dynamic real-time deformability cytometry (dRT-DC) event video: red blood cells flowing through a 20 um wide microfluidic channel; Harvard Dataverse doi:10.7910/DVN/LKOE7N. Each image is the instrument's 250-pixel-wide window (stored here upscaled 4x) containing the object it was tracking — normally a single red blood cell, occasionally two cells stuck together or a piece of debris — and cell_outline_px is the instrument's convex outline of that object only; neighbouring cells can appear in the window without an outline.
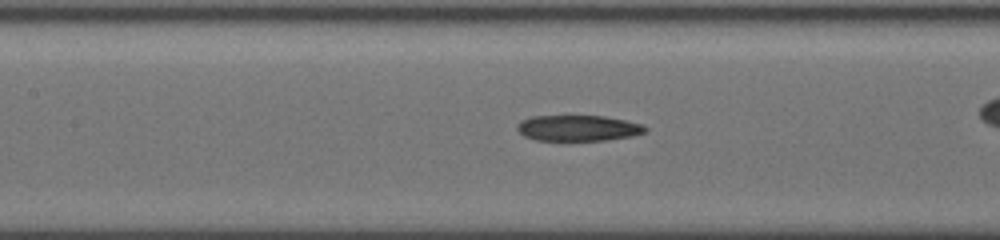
{"species": "common noctule bat (a hibernating species)", "species_latin": "Nyctalus noctula", "temperature_condition": "cold", "stored_images_in_passage": 24, "camera_frame_rate_fps": 3000, "um_per_image_px": 0.085, "animal": {"sex": "female", "body_mass_g": 19.5, "forearm_length_mm": 54.1}, "frame": {"image": 1, "passage_image": 14, "time_ms": 8.0, "image_size_px": [1000, 240], "cell_outline_px": [[648, 128], [644, 132], [632, 136], [608, 140], [560, 144], [536, 140], [524, 136], [516, 128], [524, 120], [532, 116], [604, 116], [644, 124]], "centroid_in_image_um": [49.14, 10.95], "position_along_channel_um": 158.3, "area_um2": 20.11}}